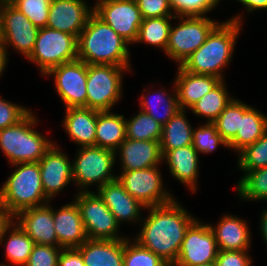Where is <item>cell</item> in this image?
<instances>
[{
    "instance_id": "1",
    "label": "cell",
    "mask_w": 267,
    "mask_h": 266,
    "mask_svg": "<svg viewBox=\"0 0 267 266\" xmlns=\"http://www.w3.org/2000/svg\"><path fill=\"white\" fill-rule=\"evenodd\" d=\"M184 208L176 199L168 204L147 207L148 216L141 220L142 228L134 238L170 266L177 260L186 230L197 219Z\"/></svg>"
},
{
    "instance_id": "2",
    "label": "cell",
    "mask_w": 267,
    "mask_h": 266,
    "mask_svg": "<svg viewBox=\"0 0 267 266\" xmlns=\"http://www.w3.org/2000/svg\"><path fill=\"white\" fill-rule=\"evenodd\" d=\"M242 21V15H237L219 23L180 67L194 74L212 75L225 80L222 72L231 62Z\"/></svg>"
},
{
    "instance_id": "3",
    "label": "cell",
    "mask_w": 267,
    "mask_h": 266,
    "mask_svg": "<svg viewBox=\"0 0 267 266\" xmlns=\"http://www.w3.org/2000/svg\"><path fill=\"white\" fill-rule=\"evenodd\" d=\"M130 44L94 12L77 38L78 59L88 64L130 66Z\"/></svg>"
},
{
    "instance_id": "4",
    "label": "cell",
    "mask_w": 267,
    "mask_h": 266,
    "mask_svg": "<svg viewBox=\"0 0 267 266\" xmlns=\"http://www.w3.org/2000/svg\"><path fill=\"white\" fill-rule=\"evenodd\" d=\"M15 168L0 188V207L12 218L19 211L45 205V196L38 162L14 164Z\"/></svg>"
},
{
    "instance_id": "5",
    "label": "cell",
    "mask_w": 267,
    "mask_h": 266,
    "mask_svg": "<svg viewBox=\"0 0 267 266\" xmlns=\"http://www.w3.org/2000/svg\"><path fill=\"white\" fill-rule=\"evenodd\" d=\"M37 123L35 114L30 111L15 125L0 130V148L10 164L39 162L54 145L34 129Z\"/></svg>"
},
{
    "instance_id": "6",
    "label": "cell",
    "mask_w": 267,
    "mask_h": 266,
    "mask_svg": "<svg viewBox=\"0 0 267 266\" xmlns=\"http://www.w3.org/2000/svg\"><path fill=\"white\" fill-rule=\"evenodd\" d=\"M130 67L88 64L86 107L98 111H111L119 99L121 100L123 72H132Z\"/></svg>"
},
{
    "instance_id": "7",
    "label": "cell",
    "mask_w": 267,
    "mask_h": 266,
    "mask_svg": "<svg viewBox=\"0 0 267 266\" xmlns=\"http://www.w3.org/2000/svg\"><path fill=\"white\" fill-rule=\"evenodd\" d=\"M115 151L97 146L80 147L72 162L73 183L78 192H88V186L99 189L108 182L117 179L113 167L116 164ZM98 185H97V184Z\"/></svg>"
},
{
    "instance_id": "8",
    "label": "cell",
    "mask_w": 267,
    "mask_h": 266,
    "mask_svg": "<svg viewBox=\"0 0 267 266\" xmlns=\"http://www.w3.org/2000/svg\"><path fill=\"white\" fill-rule=\"evenodd\" d=\"M27 59L45 75L56 66L78 59L77 37L47 26L40 28Z\"/></svg>"
},
{
    "instance_id": "9",
    "label": "cell",
    "mask_w": 267,
    "mask_h": 266,
    "mask_svg": "<svg viewBox=\"0 0 267 266\" xmlns=\"http://www.w3.org/2000/svg\"><path fill=\"white\" fill-rule=\"evenodd\" d=\"M179 24L169 31V41L165 55L180 66L184 60L195 52L207 39L219 21L207 16H180Z\"/></svg>"
},
{
    "instance_id": "10",
    "label": "cell",
    "mask_w": 267,
    "mask_h": 266,
    "mask_svg": "<svg viewBox=\"0 0 267 266\" xmlns=\"http://www.w3.org/2000/svg\"><path fill=\"white\" fill-rule=\"evenodd\" d=\"M78 206L88 239L120 240V225L98 193L78 192L73 200Z\"/></svg>"
},
{
    "instance_id": "11",
    "label": "cell",
    "mask_w": 267,
    "mask_h": 266,
    "mask_svg": "<svg viewBox=\"0 0 267 266\" xmlns=\"http://www.w3.org/2000/svg\"><path fill=\"white\" fill-rule=\"evenodd\" d=\"M159 166L147 169L121 171L117 176L124 189L144 207H153L168 204L175 200L164 189V183Z\"/></svg>"
},
{
    "instance_id": "12",
    "label": "cell",
    "mask_w": 267,
    "mask_h": 266,
    "mask_svg": "<svg viewBox=\"0 0 267 266\" xmlns=\"http://www.w3.org/2000/svg\"><path fill=\"white\" fill-rule=\"evenodd\" d=\"M94 13L129 44L136 41L142 15L133 0H96Z\"/></svg>"
},
{
    "instance_id": "13",
    "label": "cell",
    "mask_w": 267,
    "mask_h": 266,
    "mask_svg": "<svg viewBox=\"0 0 267 266\" xmlns=\"http://www.w3.org/2000/svg\"><path fill=\"white\" fill-rule=\"evenodd\" d=\"M0 17L5 49L9 51L8 48L13 46L12 49L27 59L34 48L39 28L10 1L0 2Z\"/></svg>"
},
{
    "instance_id": "14",
    "label": "cell",
    "mask_w": 267,
    "mask_h": 266,
    "mask_svg": "<svg viewBox=\"0 0 267 266\" xmlns=\"http://www.w3.org/2000/svg\"><path fill=\"white\" fill-rule=\"evenodd\" d=\"M219 249L208 223L196 219L186 230L176 262L172 266H193L216 261Z\"/></svg>"
},
{
    "instance_id": "15",
    "label": "cell",
    "mask_w": 267,
    "mask_h": 266,
    "mask_svg": "<svg viewBox=\"0 0 267 266\" xmlns=\"http://www.w3.org/2000/svg\"><path fill=\"white\" fill-rule=\"evenodd\" d=\"M53 75L56 91L65 108L86 107L87 64L79 59L50 69L44 76Z\"/></svg>"
},
{
    "instance_id": "16",
    "label": "cell",
    "mask_w": 267,
    "mask_h": 266,
    "mask_svg": "<svg viewBox=\"0 0 267 266\" xmlns=\"http://www.w3.org/2000/svg\"><path fill=\"white\" fill-rule=\"evenodd\" d=\"M69 157L54 145L39 160L41 182L45 196L52 201L56 194L73 183V169Z\"/></svg>"
},
{
    "instance_id": "17",
    "label": "cell",
    "mask_w": 267,
    "mask_h": 266,
    "mask_svg": "<svg viewBox=\"0 0 267 266\" xmlns=\"http://www.w3.org/2000/svg\"><path fill=\"white\" fill-rule=\"evenodd\" d=\"M93 12L94 7H89L86 0H52L47 27L78 38Z\"/></svg>"
},
{
    "instance_id": "18",
    "label": "cell",
    "mask_w": 267,
    "mask_h": 266,
    "mask_svg": "<svg viewBox=\"0 0 267 266\" xmlns=\"http://www.w3.org/2000/svg\"><path fill=\"white\" fill-rule=\"evenodd\" d=\"M35 244L58 246L54 229L53 208L49 204L30 207L12 217Z\"/></svg>"
},
{
    "instance_id": "19",
    "label": "cell",
    "mask_w": 267,
    "mask_h": 266,
    "mask_svg": "<svg viewBox=\"0 0 267 266\" xmlns=\"http://www.w3.org/2000/svg\"><path fill=\"white\" fill-rule=\"evenodd\" d=\"M120 155V156H119ZM120 157L122 171H133L159 166L163 162L160 141H139L126 138L115 150Z\"/></svg>"
},
{
    "instance_id": "20",
    "label": "cell",
    "mask_w": 267,
    "mask_h": 266,
    "mask_svg": "<svg viewBox=\"0 0 267 266\" xmlns=\"http://www.w3.org/2000/svg\"><path fill=\"white\" fill-rule=\"evenodd\" d=\"M110 212L115 216L117 223L121 222H138L140 223L142 209H146L139 201L133 198L125 189L118 179L106 183L99 189H96Z\"/></svg>"
},
{
    "instance_id": "21",
    "label": "cell",
    "mask_w": 267,
    "mask_h": 266,
    "mask_svg": "<svg viewBox=\"0 0 267 266\" xmlns=\"http://www.w3.org/2000/svg\"><path fill=\"white\" fill-rule=\"evenodd\" d=\"M70 203L53 209L54 229L61 248H77L88 239L78 206L73 200Z\"/></svg>"
},
{
    "instance_id": "22",
    "label": "cell",
    "mask_w": 267,
    "mask_h": 266,
    "mask_svg": "<svg viewBox=\"0 0 267 266\" xmlns=\"http://www.w3.org/2000/svg\"><path fill=\"white\" fill-rule=\"evenodd\" d=\"M218 224H209L219 251H248L251 232L247 221L235 215H224Z\"/></svg>"
},
{
    "instance_id": "23",
    "label": "cell",
    "mask_w": 267,
    "mask_h": 266,
    "mask_svg": "<svg viewBox=\"0 0 267 266\" xmlns=\"http://www.w3.org/2000/svg\"><path fill=\"white\" fill-rule=\"evenodd\" d=\"M175 76V90L177 92L180 109H190L200 98L210 92L221 79L212 75L194 74L183 70L179 65Z\"/></svg>"
},
{
    "instance_id": "24",
    "label": "cell",
    "mask_w": 267,
    "mask_h": 266,
    "mask_svg": "<svg viewBox=\"0 0 267 266\" xmlns=\"http://www.w3.org/2000/svg\"><path fill=\"white\" fill-rule=\"evenodd\" d=\"M63 129L79 147L95 146L97 110L87 107L65 109Z\"/></svg>"
},
{
    "instance_id": "25",
    "label": "cell",
    "mask_w": 267,
    "mask_h": 266,
    "mask_svg": "<svg viewBox=\"0 0 267 266\" xmlns=\"http://www.w3.org/2000/svg\"><path fill=\"white\" fill-rule=\"evenodd\" d=\"M173 178L196 192L199 177V154L192 145L167 151L163 155Z\"/></svg>"
},
{
    "instance_id": "26",
    "label": "cell",
    "mask_w": 267,
    "mask_h": 266,
    "mask_svg": "<svg viewBox=\"0 0 267 266\" xmlns=\"http://www.w3.org/2000/svg\"><path fill=\"white\" fill-rule=\"evenodd\" d=\"M77 249L85 266H123L124 239H87Z\"/></svg>"
},
{
    "instance_id": "27",
    "label": "cell",
    "mask_w": 267,
    "mask_h": 266,
    "mask_svg": "<svg viewBox=\"0 0 267 266\" xmlns=\"http://www.w3.org/2000/svg\"><path fill=\"white\" fill-rule=\"evenodd\" d=\"M266 131L267 116L251 105L240 101V131L227 144V148L239 153L261 138Z\"/></svg>"
},
{
    "instance_id": "28",
    "label": "cell",
    "mask_w": 267,
    "mask_h": 266,
    "mask_svg": "<svg viewBox=\"0 0 267 266\" xmlns=\"http://www.w3.org/2000/svg\"><path fill=\"white\" fill-rule=\"evenodd\" d=\"M3 241H6L4 243L6 260L14 264L13 266H25L35 243L12 218H9L0 229V244Z\"/></svg>"
},
{
    "instance_id": "29",
    "label": "cell",
    "mask_w": 267,
    "mask_h": 266,
    "mask_svg": "<svg viewBox=\"0 0 267 266\" xmlns=\"http://www.w3.org/2000/svg\"><path fill=\"white\" fill-rule=\"evenodd\" d=\"M125 139L124 115L97 110L95 146L115 151Z\"/></svg>"
},
{
    "instance_id": "30",
    "label": "cell",
    "mask_w": 267,
    "mask_h": 266,
    "mask_svg": "<svg viewBox=\"0 0 267 266\" xmlns=\"http://www.w3.org/2000/svg\"><path fill=\"white\" fill-rule=\"evenodd\" d=\"M180 109L162 128L160 146L162 155L167 151L192 145L193 126L189 123L185 113Z\"/></svg>"
},
{
    "instance_id": "31",
    "label": "cell",
    "mask_w": 267,
    "mask_h": 266,
    "mask_svg": "<svg viewBox=\"0 0 267 266\" xmlns=\"http://www.w3.org/2000/svg\"><path fill=\"white\" fill-rule=\"evenodd\" d=\"M173 87H174L173 89L174 93L171 94L170 93L168 94L166 90H164L163 88L158 90V92L156 93L157 95L154 92H152L154 95L153 99L150 98L151 94H149L151 93V90L144 95V92L146 91L144 89L143 94L141 95L140 98L141 100L140 110L147 113L162 126L166 124L178 112V110H180V107L178 105V98H177V92L175 90V85H173ZM159 107L163 110V113L159 112L158 110Z\"/></svg>"
},
{
    "instance_id": "32",
    "label": "cell",
    "mask_w": 267,
    "mask_h": 266,
    "mask_svg": "<svg viewBox=\"0 0 267 266\" xmlns=\"http://www.w3.org/2000/svg\"><path fill=\"white\" fill-rule=\"evenodd\" d=\"M228 92L225 81L221 80L210 92L193 104L190 111L197 117L208 118L206 122L213 123L233 100Z\"/></svg>"
},
{
    "instance_id": "33",
    "label": "cell",
    "mask_w": 267,
    "mask_h": 266,
    "mask_svg": "<svg viewBox=\"0 0 267 266\" xmlns=\"http://www.w3.org/2000/svg\"><path fill=\"white\" fill-rule=\"evenodd\" d=\"M173 19H177V17L165 16L143 19L134 44L144 42L162 49L165 53L169 41L170 21Z\"/></svg>"
},
{
    "instance_id": "34",
    "label": "cell",
    "mask_w": 267,
    "mask_h": 266,
    "mask_svg": "<svg viewBox=\"0 0 267 266\" xmlns=\"http://www.w3.org/2000/svg\"><path fill=\"white\" fill-rule=\"evenodd\" d=\"M126 121V138L133 140L160 141L163 126L147 113L140 110Z\"/></svg>"
},
{
    "instance_id": "35",
    "label": "cell",
    "mask_w": 267,
    "mask_h": 266,
    "mask_svg": "<svg viewBox=\"0 0 267 266\" xmlns=\"http://www.w3.org/2000/svg\"><path fill=\"white\" fill-rule=\"evenodd\" d=\"M236 189L241 200L267 201V167L244 173Z\"/></svg>"
},
{
    "instance_id": "36",
    "label": "cell",
    "mask_w": 267,
    "mask_h": 266,
    "mask_svg": "<svg viewBox=\"0 0 267 266\" xmlns=\"http://www.w3.org/2000/svg\"><path fill=\"white\" fill-rule=\"evenodd\" d=\"M129 238L124 239L123 266H170L160 256Z\"/></svg>"
},
{
    "instance_id": "37",
    "label": "cell",
    "mask_w": 267,
    "mask_h": 266,
    "mask_svg": "<svg viewBox=\"0 0 267 266\" xmlns=\"http://www.w3.org/2000/svg\"><path fill=\"white\" fill-rule=\"evenodd\" d=\"M237 166L243 173L267 167V131L256 142L238 153Z\"/></svg>"
},
{
    "instance_id": "38",
    "label": "cell",
    "mask_w": 267,
    "mask_h": 266,
    "mask_svg": "<svg viewBox=\"0 0 267 266\" xmlns=\"http://www.w3.org/2000/svg\"><path fill=\"white\" fill-rule=\"evenodd\" d=\"M213 124L228 144L240 131V99L233 98Z\"/></svg>"
},
{
    "instance_id": "39",
    "label": "cell",
    "mask_w": 267,
    "mask_h": 266,
    "mask_svg": "<svg viewBox=\"0 0 267 266\" xmlns=\"http://www.w3.org/2000/svg\"><path fill=\"white\" fill-rule=\"evenodd\" d=\"M219 145L228 147L213 123L206 122L204 125L201 124L200 127L194 128L192 146L198 154L212 153Z\"/></svg>"
},
{
    "instance_id": "40",
    "label": "cell",
    "mask_w": 267,
    "mask_h": 266,
    "mask_svg": "<svg viewBox=\"0 0 267 266\" xmlns=\"http://www.w3.org/2000/svg\"><path fill=\"white\" fill-rule=\"evenodd\" d=\"M51 1L52 0H11L10 2L40 29L47 26Z\"/></svg>"
},
{
    "instance_id": "41",
    "label": "cell",
    "mask_w": 267,
    "mask_h": 266,
    "mask_svg": "<svg viewBox=\"0 0 267 266\" xmlns=\"http://www.w3.org/2000/svg\"><path fill=\"white\" fill-rule=\"evenodd\" d=\"M221 0H169L175 17L206 16Z\"/></svg>"
},
{
    "instance_id": "42",
    "label": "cell",
    "mask_w": 267,
    "mask_h": 266,
    "mask_svg": "<svg viewBox=\"0 0 267 266\" xmlns=\"http://www.w3.org/2000/svg\"><path fill=\"white\" fill-rule=\"evenodd\" d=\"M61 247L35 244L25 266H57Z\"/></svg>"
},
{
    "instance_id": "43",
    "label": "cell",
    "mask_w": 267,
    "mask_h": 266,
    "mask_svg": "<svg viewBox=\"0 0 267 266\" xmlns=\"http://www.w3.org/2000/svg\"><path fill=\"white\" fill-rule=\"evenodd\" d=\"M31 109L6 101L0 97V130L15 125L22 120Z\"/></svg>"
},
{
    "instance_id": "44",
    "label": "cell",
    "mask_w": 267,
    "mask_h": 266,
    "mask_svg": "<svg viewBox=\"0 0 267 266\" xmlns=\"http://www.w3.org/2000/svg\"><path fill=\"white\" fill-rule=\"evenodd\" d=\"M142 18L174 16L169 0H136Z\"/></svg>"
},
{
    "instance_id": "45",
    "label": "cell",
    "mask_w": 267,
    "mask_h": 266,
    "mask_svg": "<svg viewBox=\"0 0 267 266\" xmlns=\"http://www.w3.org/2000/svg\"><path fill=\"white\" fill-rule=\"evenodd\" d=\"M252 257L248 251H219L216 266H251Z\"/></svg>"
},
{
    "instance_id": "46",
    "label": "cell",
    "mask_w": 267,
    "mask_h": 266,
    "mask_svg": "<svg viewBox=\"0 0 267 266\" xmlns=\"http://www.w3.org/2000/svg\"><path fill=\"white\" fill-rule=\"evenodd\" d=\"M57 266H85L81 252L77 248H62Z\"/></svg>"
},
{
    "instance_id": "47",
    "label": "cell",
    "mask_w": 267,
    "mask_h": 266,
    "mask_svg": "<svg viewBox=\"0 0 267 266\" xmlns=\"http://www.w3.org/2000/svg\"><path fill=\"white\" fill-rule=\"evenodd\" d=\"M242 3L243 7L247 10V12L251 13L255 10L261 9L262 11L267 10V0H236ZM264 9V10H263Z\"/></svg>"
},
{
    "instance_id": "48",
    "label": "cell",
    "mask_w": 267,
    "mask_h": 266,
    "mask_svg": "<svg viewBox=\"0 0 267 266\" xmlns=\"http://www.w3.org/2000/svg\"><path fill=\"white\" fill-rule=\"evenodd\" d=\"M262 215L260 216V232L261 236H263L264 241L266 242L267 245V208L264 209L262 212Z\"/></svg>"
},
{
    "instance_id": "49",
    "label": "cell",
    "mask_w": 267,
    "mask_h": 266,
    "mask_svg": "<svg viewBox=\"0 0 267 266\" xmlns=\"http://www.w3.org/2000/svg\"><path fill=\"white\" fill-rule=\"evenodd\" d=\"M8 52L5 49L4 45H0V77L4 73L6 65L8 64Z\"/></svg>"
},
{
    "instance_id": "50",
    "label": "cell",
    "mask_w": 267,
    "mask_h": 266,
    "mask_svg": "<svg viewBox=\"0 0 267 266\" xmlns=\"http://www.w3.org/2000/svg\"><path fill=\"white\" fill-rule=\"evenodd\" d=\"M9 220V217L5 214L3 209L0 207V229Z\"/></svg>"
},
{
    "instance_id": "51",
    "label": "cell",
    "mask_w": 267,
    "mask_h": 266,
    "mask_svg": "<svg viewBox=\"0 0 267 266\" xmlns=\"http://www.w3.org/2000/svg\"><path fill=\"white\" fill-rule=\"evenodd\" d=\"M0 45H3V31H2L1 17H0Z\"/></svg>"
},
{
    "instance_id": "52",
    "label": "cell",
    "mask_w": 267,
    "mask_h": 266,
    "mask_svg": "<svg viewBox=\"0 0 267 266\" xmlns=\"http://www.w3.org/2000/svg\"><path fill=\"white\" fill-rule=\"evenodd\" d=\"M193 266H216V264H215V262H212V263L198 264V265H193Z\"/></svg>"
},
{
    "instance_id": "53",
    "label": "cell",
    "mask_w": 267,
    "mask_h": 266,
    "mask_svg": "<svg viewBox=\"0 0 267 266\" xmlns=\"http://www.w3.org/2000/svg\"><path fill=\"white\" fill-rule=\"evenodd\" d=\"M0 266H9L8 262L7 264H5L4 262L3 263H0Z\"/></svg>"
}]
</instances>
